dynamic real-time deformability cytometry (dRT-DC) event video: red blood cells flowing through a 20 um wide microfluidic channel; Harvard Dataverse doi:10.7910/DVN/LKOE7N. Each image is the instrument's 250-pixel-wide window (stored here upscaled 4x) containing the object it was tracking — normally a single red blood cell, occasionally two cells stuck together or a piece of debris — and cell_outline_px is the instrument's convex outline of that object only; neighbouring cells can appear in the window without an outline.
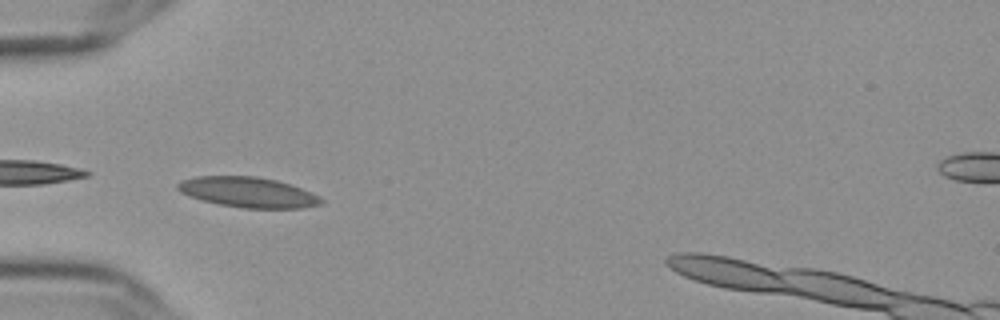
{"species": "Egyptian fruit bat (a non-hibernating species)", "species_latin": "Rousettus aegyptiacus", "temperature_condition": "cold", "stored_images_in_passage": 40, "camera_frame_rate_fps": 3000, "um_per_image_px": 0.085, "frame": {"image": 1, "passage_image": 1, "time_ms": 0.0, "image_size_px": [1000, 320], "cell_outline_px": [[324, 204], [300, 208], [240, 208], [216, 204], [200, 200], [188, 196], [180, 192], [176, 188], [176, 184], [184, 180], [196, 176], [256, 176], [276, 180], [292, 184], [320, 196], [324, 200]], "centroid_in_image_um": [21.09, 16.35], "position_along_channel_um": 63.9, "area_um2": 25.66}}
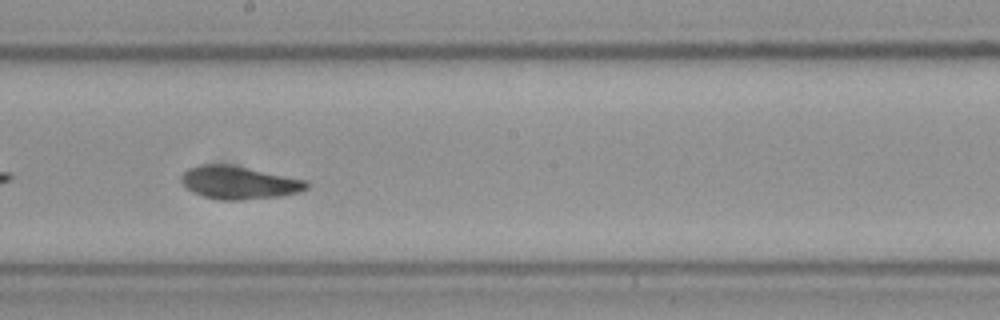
{"frame": {"image": 2, "passage_image": 15, "time_ms": 4.667, "image_size_px": [1000, 320], "cell_outline_px": [[308, 188], [296, 192], [280, 196], [244, 200], [220, 200], [204, 196], [192, 192], [184, 188], [180, 180], [180, 176], [188, 168], [200, 164], [224, 164], [304, 180], [308, 184]], "centroid_in_image_um": [20.2, 15.54], "position_along_channel_um": 228.0, "area_um2": 23.64}}
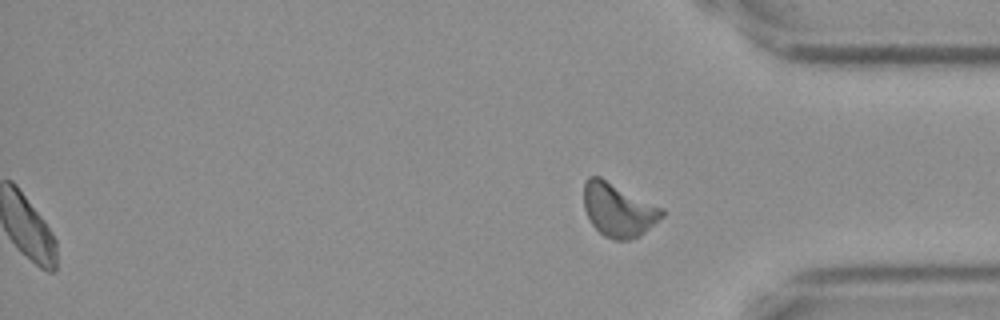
{"frame": {"image": 3, "passage_image": 40, "time_ms": 13.0, "image_size_px": [1000, 320], "cell_outline_px": [[664, 216], [640, 236], [628, 240], [612, 240], [604, 236], [592, 224], [584, 208], [584, 180], [588, 176], [600, 176], [664, 208]], "centroid_in_image_um": [52.57, 17.83], "position_along_channel_um": 382.6, "area_um2": 24.57}, "authors_computed_cell_mechanics": {"area_um2": 23.4957, "velocity_mm_per_s": 3.5753, "shape_relaxation_time_tau1_ms": 4.7547, "shape_relaxation_time_tau2_ms": 2.0046, "deformation_change_tau1": 0.1015, "deformation_change_tau2": 0.0662}}